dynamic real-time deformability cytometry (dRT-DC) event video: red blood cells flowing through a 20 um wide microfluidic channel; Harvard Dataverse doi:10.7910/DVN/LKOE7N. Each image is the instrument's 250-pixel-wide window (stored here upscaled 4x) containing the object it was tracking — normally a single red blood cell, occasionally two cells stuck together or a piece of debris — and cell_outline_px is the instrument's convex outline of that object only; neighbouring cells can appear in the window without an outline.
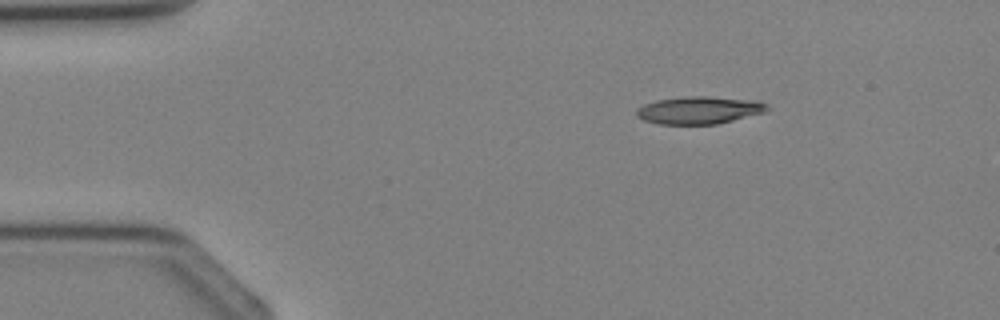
{"species": "Egyptian fruit bat (a non-hibernating species)", "species_latin": "Rousettus aegyptiacus", "temperature_condition": "cold", "stored_images_in_passage": 3, "camera_frame_rate_fps": 3000, "um_per_image_px": 0.085, "animal": {"sex": "female"}, "frame": {"image": 1, "passage_image": 2, "time_ms": 1.333, "image_size_px": [1000, 320], "cell_outline_px": [[768, 112], [716, 124], [660, 124], [644, 120], [636, 116], [636, 108], [644, 104], [656, 100], [688, 96], [708, 96], [756, 100], [768, 104]], "centroid_in_image_um": [59.45, 9.36], "position_along_channel_um": 25.5, "area_um2": 21.1}}